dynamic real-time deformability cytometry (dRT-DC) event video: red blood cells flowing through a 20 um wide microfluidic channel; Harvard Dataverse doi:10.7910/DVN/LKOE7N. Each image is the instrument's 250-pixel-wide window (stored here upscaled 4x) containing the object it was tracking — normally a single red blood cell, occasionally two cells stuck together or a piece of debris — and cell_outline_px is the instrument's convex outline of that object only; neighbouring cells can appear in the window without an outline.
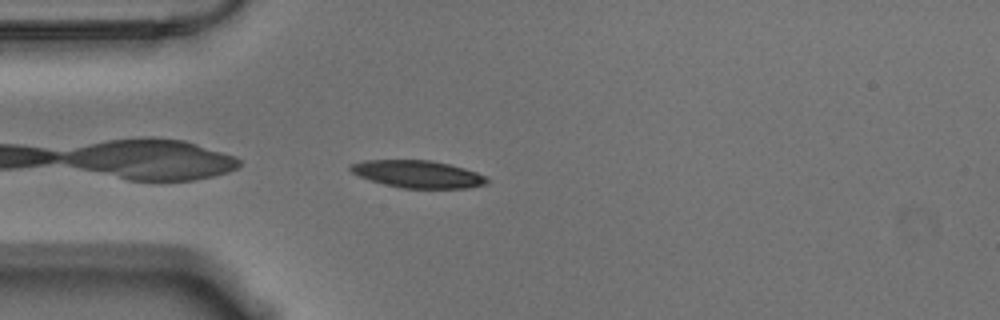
{"species": "Egyptian fruit bat (a non-hibernating species)", "species_latin": "Rousettus aegyptiacus", "temperature_condition": "warm", "stored_images_in_passage": 27, "camera_frame_rate_fps": 3000, "um_per_image_px": 0.085, "animal": {"sex": "male"}, "frame": {"image": 1, "passage_image": 2, "time_ms": 0.333, "image_size_px": [1000, 320], "cell_outline_px": [[488, 184], [468, 188], [404, 188], [384, 184], [360, 176], [352, 172], [348, 168], [352, 164], [364, 160], [432, 160], [464, 168], [488, 176]], "centroid_in_image_um": [35.56, 14.8], "position_along_channel_um": 49.4, "area_um2": 21.68}}
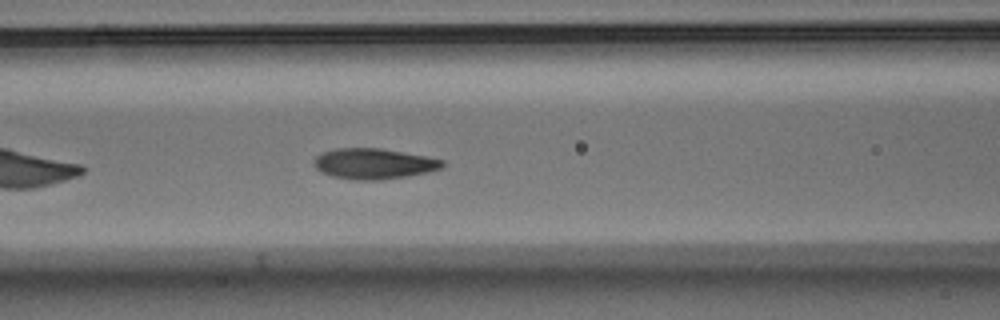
{"frame": {"image": 2, "passage_image": 10, "time_ms": 3.0, "image_size_px": [1000, 320], "cell_outline_px": [[444, 164], [440, 168], [428, 172], [408, 176], [380, 180], [356, 180], [332, 176], [316, 168], [312, 164], [312, 160], [320, 152], [336, 148], [380, 148], [428, 156], [444, 160]], "centroid_in_image_um": [31.75, 13.9], "position_along_channel_um": 134.8, "area_um2": 23.06}}
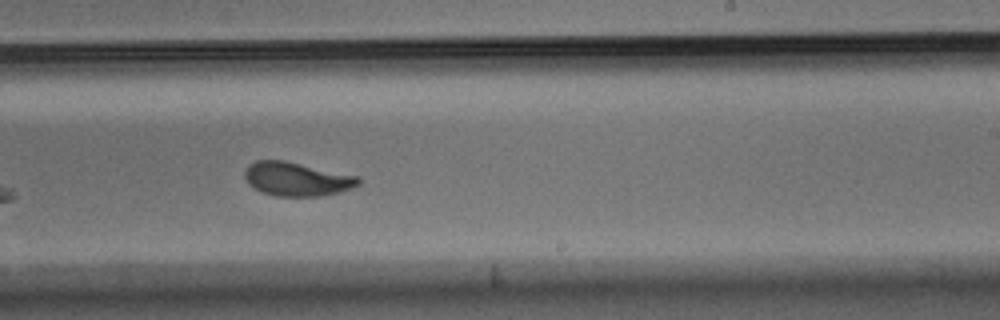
{"frame": {"image": 3, "passage_image": 21, "time_ms": 6.667, "image_size_px": [1000, 320], "cell_outline_px": [[360, 184], [340, 192], [320, 196], [276, 196], [260, 192], [248, 184], [244, 176], [244, 172], [256, 160], [284, 160], [360, 176]], "centroid_in_image_um": [25.24, 15.22], "position_along_channel_um": 263.8, "area_um2": 22.43}}